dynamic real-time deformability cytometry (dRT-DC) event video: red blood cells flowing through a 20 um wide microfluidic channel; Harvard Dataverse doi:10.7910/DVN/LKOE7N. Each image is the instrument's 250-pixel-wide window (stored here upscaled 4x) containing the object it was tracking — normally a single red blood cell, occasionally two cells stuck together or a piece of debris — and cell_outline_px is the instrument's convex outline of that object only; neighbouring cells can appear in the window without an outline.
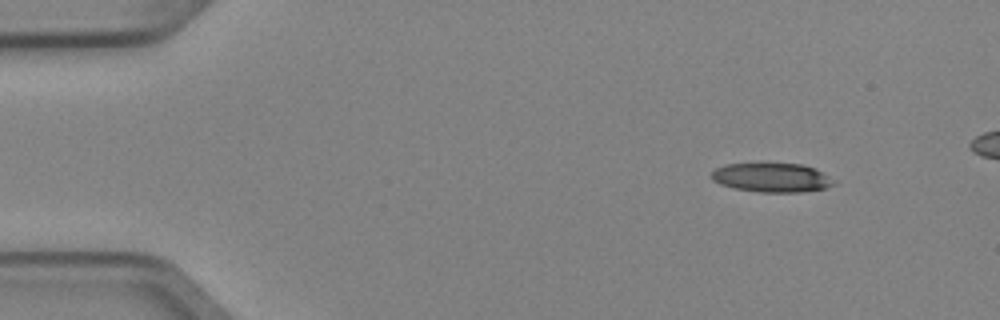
{"species": "Egyptian fruit bat (a non-hibernating species)", "species_latin": "Rousettus aegyptiacus", "temperature_condition": "cold", "stored_images_in_passage": 5, "camera_frame_rate_fps": 3000, "um_per_image_px": 0.085, "animal": {"sex": "female"}, "frame": {"image": 1, "passage_image": 1, "time_ms": 0.0, "image_size_px": [1000, 320], "cell_outline_px": [[836, 184], [828, 188], [800, 192], [760, 192], [736, 188], [720, 184], [712, 180], [712, 172], [716, 168], [724, 164], [764, 160], [800, 164], [816, 168]], "centroid_in_image_um": [65.55, 15.03], "position_along_channel_um": 19.4, "area_um2": 21.56}}
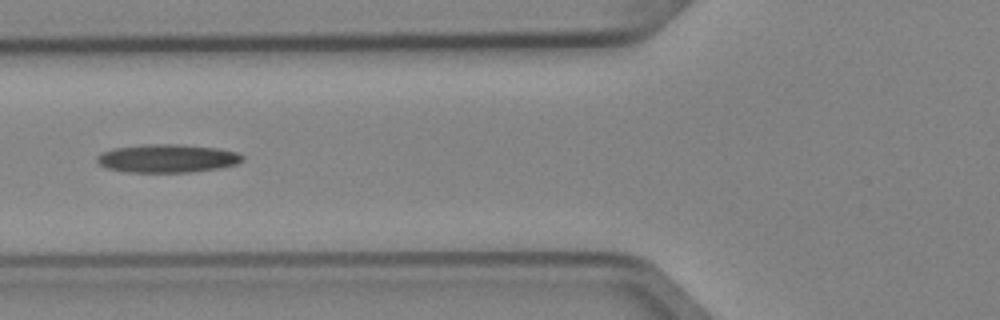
{"frame": {"image": 2, "passage_image": 5, "time_ms": 1.333, "image_size_px": [1000, 320], "cell_outline_px": [[244, 160], [236, 164], [220, 168], [192, 172], [128, 172], [104, 168], [96, 160], [96, 156], [112, 148], [144, 144], [176, 144], [216, 148], [236, 152], [244, 156]], "centroid_in_image_um": [14.2, 13.47], "position_along_channel_um": 111.6, "area_um2": 24.04}}